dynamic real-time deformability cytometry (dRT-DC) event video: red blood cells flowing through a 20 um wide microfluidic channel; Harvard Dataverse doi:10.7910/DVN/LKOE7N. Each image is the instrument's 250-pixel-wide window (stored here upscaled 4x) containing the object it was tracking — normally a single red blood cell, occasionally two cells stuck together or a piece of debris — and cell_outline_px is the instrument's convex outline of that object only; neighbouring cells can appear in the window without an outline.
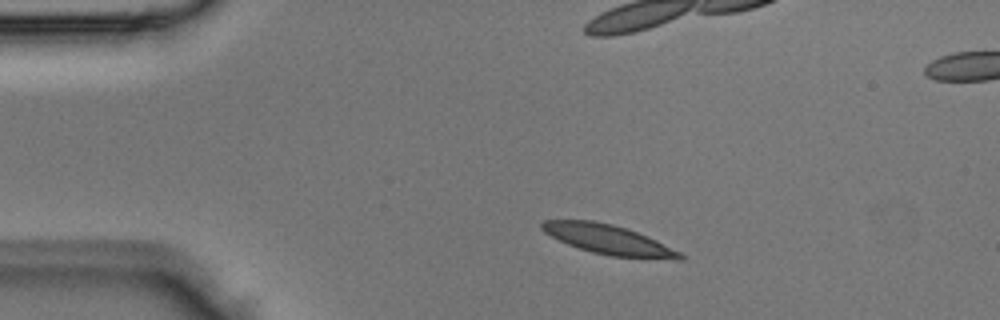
{"species": "Egyptian fruit bat (a non-hibernating species)", "species_latin": "Rousettus aegyptiacus", "temperature_condition": "room temperature", "stored_images_in_passage": 4, "camera_frame_rate_fps": 3000, "um_per_image_px": 0.085, "animal": {"sex": "male"}, "frame": {"image": 1, "passage_image": 1, "time_ms": 0.0, "image_size_px": [1000, 320], "cell_outline_px": [[688, 256], [684, 260], [676, 260], [612, 256], [592, 252], [568, 244], [544, 232], [540, 228], [540, 224], [544, 220], [592, 220], [612, 224], [628, 228], [648, 236]], "centroid_in_image_um": [51.78, 20.37], "position_along_channel_um": 33.2, "area_um2": 23.87}}